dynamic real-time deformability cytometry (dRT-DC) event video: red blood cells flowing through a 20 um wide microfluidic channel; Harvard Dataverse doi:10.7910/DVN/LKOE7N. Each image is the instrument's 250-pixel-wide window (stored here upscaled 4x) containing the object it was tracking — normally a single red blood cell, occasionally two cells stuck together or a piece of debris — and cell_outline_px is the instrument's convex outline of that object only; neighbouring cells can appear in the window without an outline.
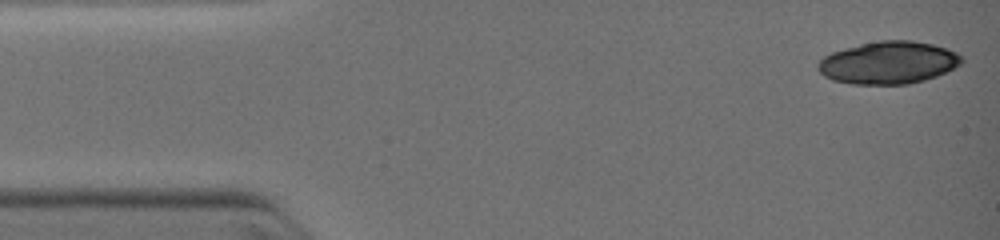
{"species": "common noctule bat (a hibernating species)", "species_latin": "Nyctalus noctula", "temperature_condition": "warm", "stored_images_in_passage": 6, "camera_frame_rate_fps": 3000, "um_per_image_px": 0.085, "animal": {"sex": "female", "body_mass_g": 19.0, "forearm_length_mm": 51.5}, "frame": {"image": 1, "passage_image": 1, "time_ms": 0.0, "image_size_px": [1000, 240], "cell_outline_px": [[964, 60], [960, 64], [936, 76], [924, 80], [908, 84], [852, 84], [832, 80], [824, 76], [816, 68], [816, 64], [824, 56], [832, 52], [844, 48], [860, 44], [880, 40], [912, 40], [932, 44], [956, 52], [964, 56]], "centroid_in_image_um": [75.49, 5.32], "position_along_channel_um": 9.5, "area_um2": 35.6}}